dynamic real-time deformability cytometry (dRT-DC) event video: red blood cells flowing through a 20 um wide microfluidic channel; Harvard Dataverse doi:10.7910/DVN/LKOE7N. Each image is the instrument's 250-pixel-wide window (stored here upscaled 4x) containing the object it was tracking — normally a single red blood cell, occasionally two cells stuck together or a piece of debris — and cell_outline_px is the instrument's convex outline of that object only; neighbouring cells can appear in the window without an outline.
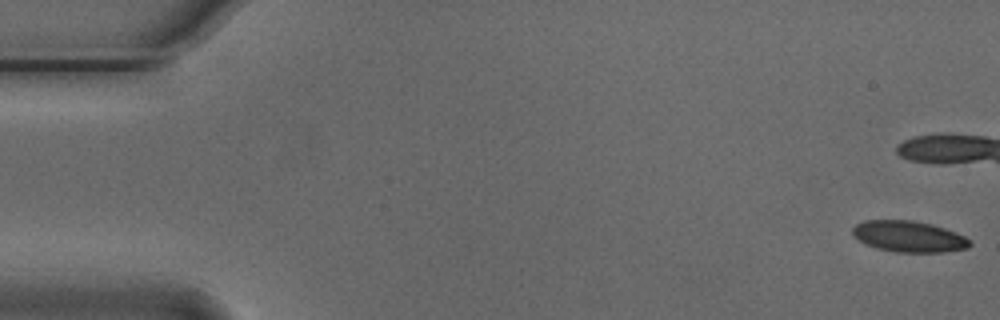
{"species": "Egyptian fruit bat (a non-hibernating species)", "species_latin": "Rousettus aegyptiacus", "temperature_condition": "cold", "stored_images_in_passage": 44, "camera_frame_rate_fps": 3000, "um_per_image_px": 0.085, "animal": {"sex": "male"}, "frame": {"image": 1, "passage_image": 1, "time_ms": 0.0, "image_size_px": [1000, 320], "cell_outline_px": [[972, 244], [968, 248], [940, 252], [896, 252], [876, 248], [852, 236], [852, 228], [856, 224], [864, 220], [912, 220], [932, 224], [956, 232], [964, 236]], "centroid_in_image_um": [77.23, 20.09], "position_along_channel_um": 7.8, "area_um2": 21.21}}